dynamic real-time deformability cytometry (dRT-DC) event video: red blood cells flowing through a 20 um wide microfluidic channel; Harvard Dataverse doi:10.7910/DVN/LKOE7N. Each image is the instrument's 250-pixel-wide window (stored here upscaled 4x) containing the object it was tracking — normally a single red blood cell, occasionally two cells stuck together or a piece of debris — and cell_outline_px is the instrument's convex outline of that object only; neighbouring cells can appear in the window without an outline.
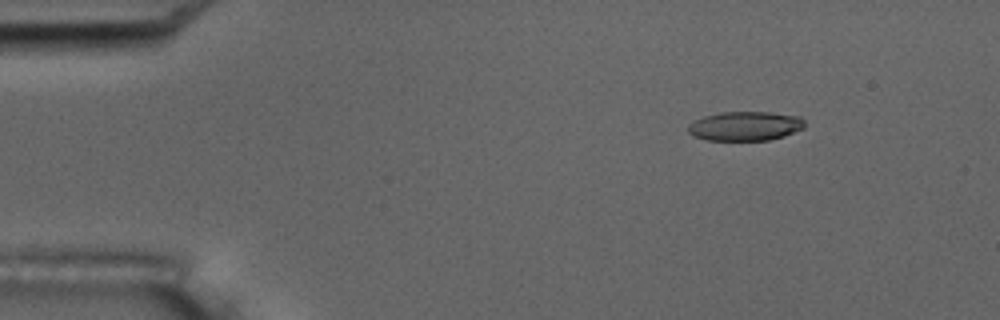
{"species": "common noctule bat (a hibernating species)", "species_latin": "Nyctalus noctula", "temperature_condition": "room temperature", "stored_images_in_passage": 4, "camera_frame_rate_fps": 3000, "um_per_image_px": 0.085, "animal": {"sex": "male", "body_mass_g": 17.5, "forearm_length_mm": 52.3}, "frame": {"image": 1, "passage_image": 1, "time_ms": 0.0, "image_size_px": [1000, 320], "cell_outline_px": [[804, 128], [784, 136], [768, 140], [708, 140], [692, 136], [688, 132], [688, 124], [704, 116], [720, 112], [768, 112], [800, 116], [804, 120]], "centroid_in_image_um": [63.33, 10.71], "position_along_channel_um": 21.7, "area_um2": 19.88}}
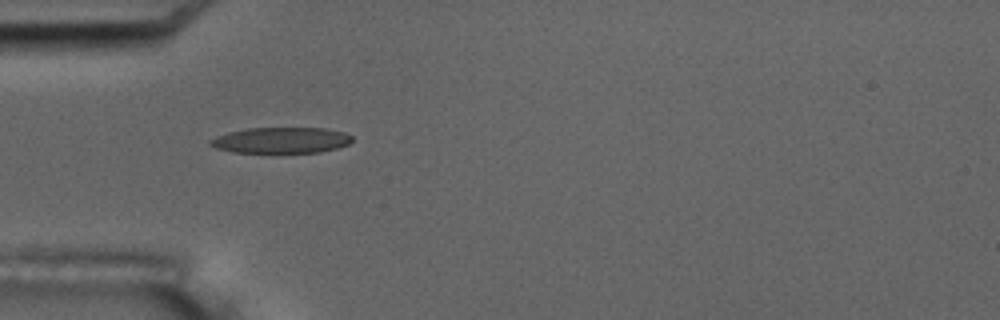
{"frame": {"image": 2, "passage_image": 4, "time_ms": 3.333, "image_size_px": [1000, 320], "cell_outline_px": [[352, 140], [348, 144], [336, 148], [320, 152], [232, 152], [216, 148], [208, 144], [208, 140], [216, 136], [228, 132], [248, 128], [324, 128], [344, 132], [352, 136]], "centroid_in_image_um": [23.86, 11.91], "position_along_channel_um": 61.1, "area_um2": 21.33}}